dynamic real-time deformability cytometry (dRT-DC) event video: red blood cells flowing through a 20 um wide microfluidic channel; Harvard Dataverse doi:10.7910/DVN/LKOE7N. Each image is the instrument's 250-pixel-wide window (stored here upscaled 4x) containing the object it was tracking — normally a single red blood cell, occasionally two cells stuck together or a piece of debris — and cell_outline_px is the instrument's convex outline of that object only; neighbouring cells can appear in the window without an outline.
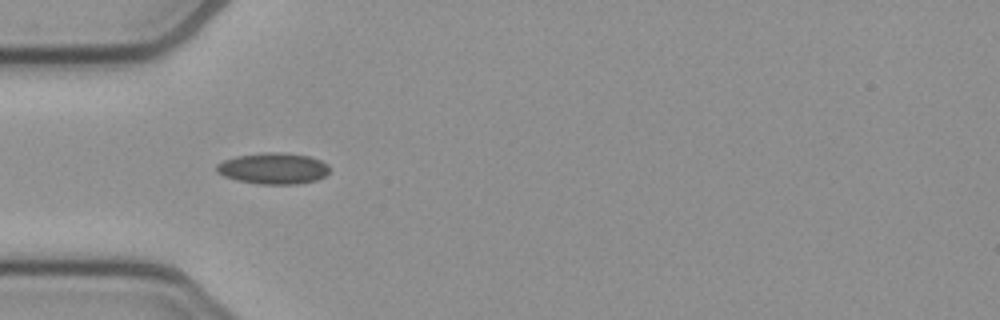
{"species": "common noctule bat (a hibernating species)", "species_latin": "Nyctalus noctula", "temperature_condition": "cold", "stored_images_in_passage": 37, "camera_frame_rate_fps": 3000, "um_per_image_px": 0.085, "animal": {"sex": "female", "body_mass_g": 21.9}, "frame": {"image": 1, "passage_image": 1, "time_ms": 0.0, "image_size_px": [1000, 320], "cell_outline_px": [[328, 172], [324, 176], [316, 180], [296, 184], [260, 184], [236, 180], [224, 176], [216, 172], [216, 164], [224, 160], [236, 156], [264, 152], [280, 152], [308, 156], [320, 160], [328, 164]], "centroid_in_image_um": [23.2, 14.31], "position_along_channel_um": 61.8, "area_um2": 20.52}}
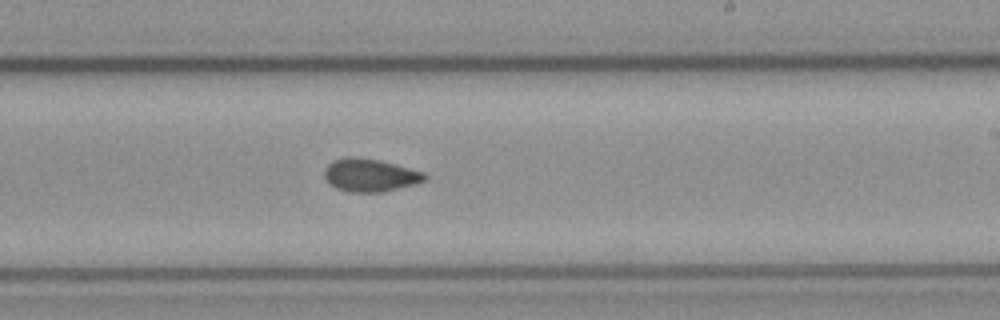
{"frame": {"image": 2, "passage_image": 16, "time_ms": 5.0, "image_size_px": [1000, 320], "cell_outline_px": [[428, 180], [416, 184], [384, 192], [348, 192], [336, 188], [328, 184], [324, 176], [324, 168], [332, 160], [344, 156], [356, 156], [380, 160], [424, 172], [428, 176]], "centroid_in_image_um": [31.44, 14.88], "position_along_channel_um": 257.6, "area_um2": 19.71}}
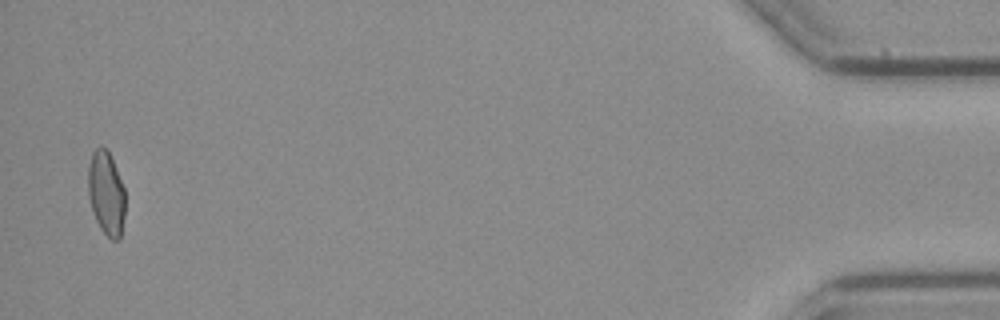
{"frame": {"image": 3, "passage_image": 36, "time_ms": 11.667, "image_size_px": [1000, 320], "cell_outline_px": [[124, 216], [120, 240], [112, 240], [100, 228], [92, 212], [88, 196], [88, 164], [92, 152], [100, 144], [108, 148], [124, 188]], "centroid_in_image_um": [9.01, 16.38], "position_along_channel_um": 426.2, "area_um2": 18.38}, "authors_computed_cell_mechanics": {"area_um2": 18.8428, "velocity_mm_per_s": 3.9348, "shape_relaxation_time_tau1_ms": null, "shape_relaxation_time_tau2_ms": 2.7702, "deformation_change_tau1": null, "deformation_change_tau2": 0.0835}}